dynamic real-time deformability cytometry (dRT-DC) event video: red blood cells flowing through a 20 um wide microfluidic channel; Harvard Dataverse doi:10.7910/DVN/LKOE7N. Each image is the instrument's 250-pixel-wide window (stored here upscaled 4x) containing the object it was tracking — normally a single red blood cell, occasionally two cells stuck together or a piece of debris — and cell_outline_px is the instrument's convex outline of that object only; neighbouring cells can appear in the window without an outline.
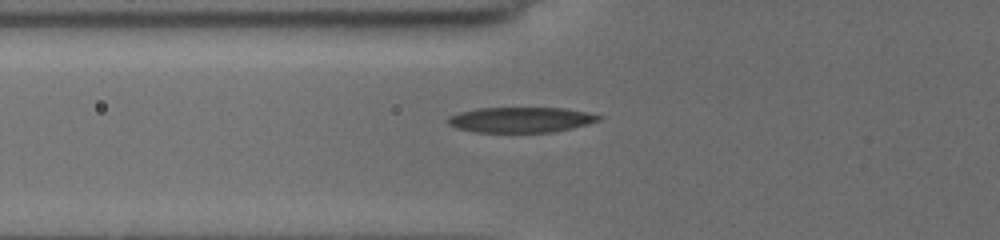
{"species": "common noctule bat (a hibernating species)", "species_latin": "Nyctalus noctula", "temperature_condition": "cold", "stored_images_in_passage": 11, "camera_frame_rate_fps": 3000, "um_per_image_px": 0.085, "animal": {"sex": "female", "body_mass_g": 19.5, "forearm_length_mm": 54.1}, "frame": {"image": 1, "passage_image": 10, "time_ms": 3.0, "image_size_px": [1000, 240], "cell_outline_px": [[604, 116], [600, 120], [588, 124], [572, 128], [552, 132], [472, 132], [456, 128], [448, 124], [444, 120], [448, 116], [460, 112], [476, 108], [564, 108]], "centroid_in_image_um": [44.21, 10.18], "position_along_channel_um": 81.6, "area_um2": 22.43}}